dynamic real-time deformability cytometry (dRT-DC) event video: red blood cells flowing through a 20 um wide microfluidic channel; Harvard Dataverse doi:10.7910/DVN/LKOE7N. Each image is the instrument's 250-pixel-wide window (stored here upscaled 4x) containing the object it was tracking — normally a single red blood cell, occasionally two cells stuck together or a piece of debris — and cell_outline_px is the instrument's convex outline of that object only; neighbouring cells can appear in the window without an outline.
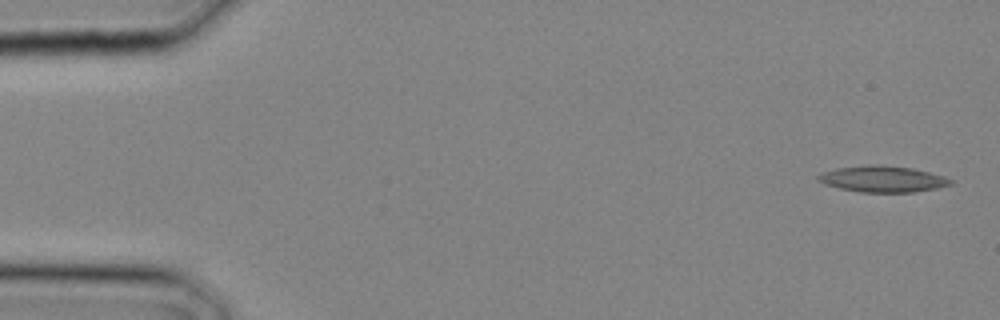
{"species": "common noctule bat (a hibernating species)", "species_latin": "Nyctalus noctula", "temperature_condition": "cold", "stored_images_in_passage": 12, "camera_frame_rate_fps": 3000, "um_per_image_px": 0.085, "animal": {"sex": "male", "body_mass_g": 20.4}, "frame": {"image": 1, "passage_image": 1, "time_ms": 0.0, "image_size_px": [1000, 320], "cell_outline_px": [[952, 184], [936, 188], [912, 192], [860, 192], [840, 188], [824, 184], [816, 180], [816, 176], [824, 172], [836, 168], [868, 164], [876, 164], [912, 168], [944, 176], [952, 180]], "centroid_in_image_um": [74.99, 15.21], "position_along_channel_um": 10.0, "area_um2": 20.17}}
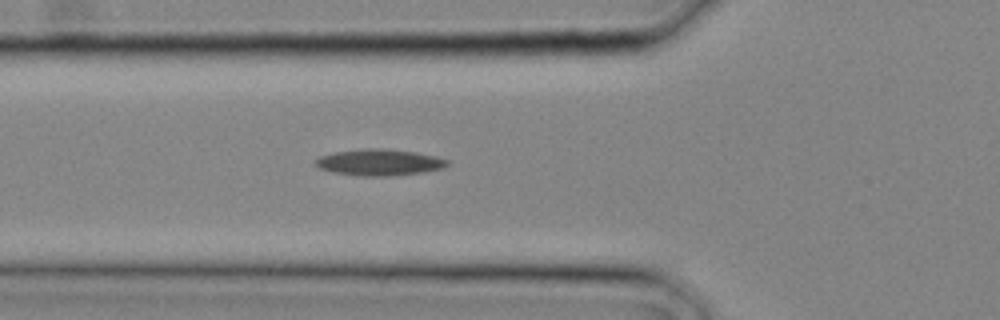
{"frame": {"image": 2, "passage_image": 10, "time_ms": 3.0, "image_size_px": [1000, 320], "cell_outline_px": [[452, 164], [444, 168], [424, 172], [384, 176], [364, 176], [332, 172], [320, 168], [312, 164], [312, 160], [320, 156], [336, 152], [368, 148], [388, 148], [416, 152], [436, 156], [448, 160]], "centroid_in_image_um": [32.26, 13.79], "position_along_channel_um": 93.5, "area_um2": 20.46}}
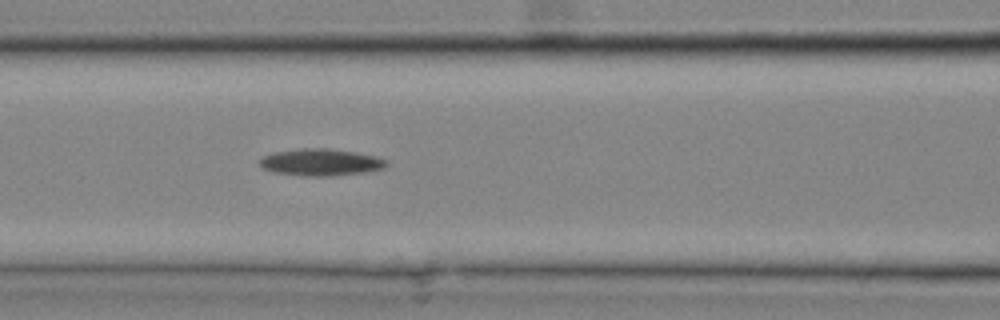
{"frame": {"image": 3, "passage_image": 12, "time_ms": 3.667, "image_size_px": [1000, 320], "cell_outline_px": [[388, 164], [384, 168], [364, 172], [332, 176], [304, 176], [272, 172], [264, 168], [256, 160], [264, 156], [276, 152], [296, 148], [328, 148], [356, 152], [380, 156], [388, 160]], "centroid_in_image_um": [27.29, 13.78], "position_along_channel_um": 139.3, "area_um2": 20.17}}